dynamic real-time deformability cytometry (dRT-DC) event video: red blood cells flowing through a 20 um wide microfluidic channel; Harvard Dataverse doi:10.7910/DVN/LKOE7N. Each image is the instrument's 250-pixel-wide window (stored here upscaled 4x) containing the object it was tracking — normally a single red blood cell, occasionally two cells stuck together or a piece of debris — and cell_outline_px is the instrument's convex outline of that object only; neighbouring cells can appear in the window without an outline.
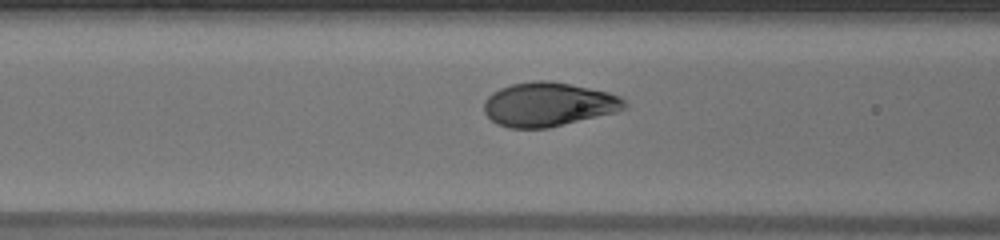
{"species": "human", "species_latin": "Homo sapiens", "temperature_condition": "warm", "stored_images_in_passage": 40, "camera_frame_rate_fps": 3000, "um_per_image_px": 0.085, "donor": {"sex": "male"}, "frame": {"image": 1, "passage_image": 12, "time_ms": 3.667, "image_size_px": [1000, 240], "cell_outline_px": [[628, 108], [616, 112], [548, 128], [508, 128], [496, 124], [484, 112], [484, 100], [492, 92], [500, 88], [512, 84], [532, 80], [548, 80], [608, 92], [620, 96], [628, 104]], "centroid_in_image_um": [46.6, 8.88], "position_along_channel_um": 120.0, "area_um2": 36.13}}
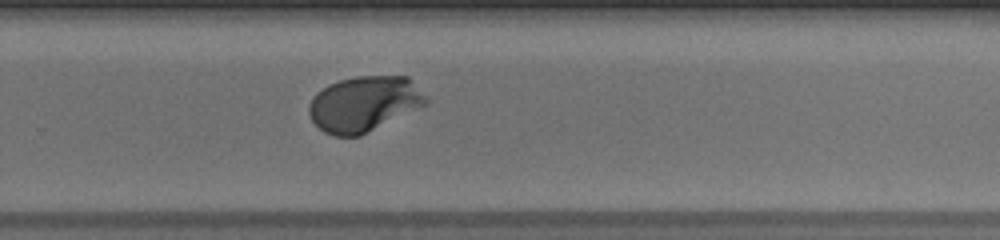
{"frame": {"image": 2, "passage_image": 26, "time_ms": 8.333, "image_size_px": [1000, 240], "cell_outline_px": [[428, 104], [360, 136], [332, 136], [324, 132], [312, 120], [308, 112], [308, 104], [328, 84], [340, 80], [356, 76], [408, 76], [428, 100]], "centroid_in_image_um": [30.95, 8.84], "position_along_channel_um": 298.8, "area_um2": 37.51}}
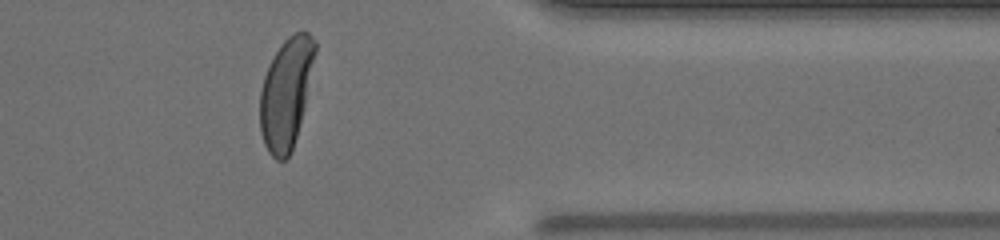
{"frame": {"image": 3, "passage_image": 34, "time_ms": 11.0, "image_size_px": [1000, 240], "cell_outline_px": [[316, 52], [304, 104], [296, 136], [292, 148], [288, 156], [284, 160], [276, 160], [268, 152], [264, 144], [260, 132], [260, 92], [264, 76], [280, 44], [288, 36], [296, 32], [308, 32], [316, 40]], "centroid_in_image_um": [24.3, 7.91], "position_along_channel_um": 387.1, "area_um2": 34.8}, "authors_computed_cell_mechanics": {"area_um2": 36.2117, "velocity_mm_per_s": 3.8351, "shape_relaxation_time_tau1_ms": 2.7599, "shape_relaxation_time_tau2_ms": null, "deformation_change_tau1": 0.1728, "deformation_change_tau2": null}}